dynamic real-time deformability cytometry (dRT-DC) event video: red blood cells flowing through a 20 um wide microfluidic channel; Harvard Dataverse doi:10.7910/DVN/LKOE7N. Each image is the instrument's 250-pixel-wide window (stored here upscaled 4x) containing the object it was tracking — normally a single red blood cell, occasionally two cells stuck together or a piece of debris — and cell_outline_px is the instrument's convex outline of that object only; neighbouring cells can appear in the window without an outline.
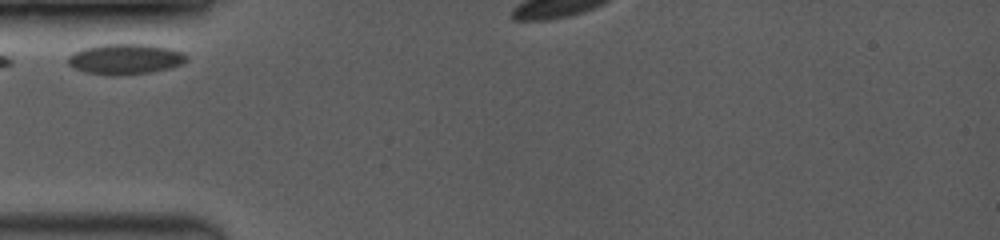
{"species": "common noctule bat (a hibernating species)", "species_latin": "Nyctalus noctula", "temperature_condition": "room temperature", "stored_images_in_passage": 5, "camera_frame_rate_fps": 3500, "um_per_image_px": 0.085, "animal": {"sex": "female", "body_mass_g": 19.0, "forearm_length_mm": 53.3}, "frame": {"image": 1, "passage_image": 1, "time_ms": 0.0, "image_size_px": [1000, 240], "cell_outline_px": [[188, 60], [180, 64], [168, 68], [152, 72], [116, 76], [84, 72], [68, 64], [68, 56], [84, 48], [100, 44], [148, 44], [168, 48], [184, 52], [188, 56]], "centroid_in_image_um": [10.67, 5.02], "position_along_channel_um": 74.3, "area_um2": 21.04}}
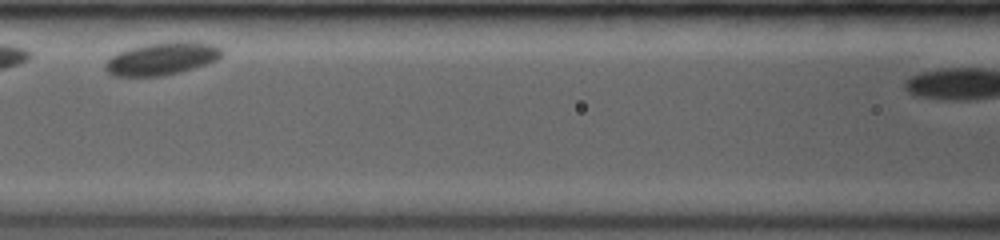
{"frame": {"image": 2, "passage_image": 3, "time_ms": 2.286, "image_size_px": [1000, 240], "cell_outline_px": [[224, 52], [216, 60], [180, 72], [164, 76], [112, 76], [104, 68], [104, 64], [112, 56], [128, 48], [144, 44], [216, 44], [224, 48]], "centroid_in_image_um": [13.71, 5.03], "position_along_channel_um": 152.9, "area_um2": 21.33}}
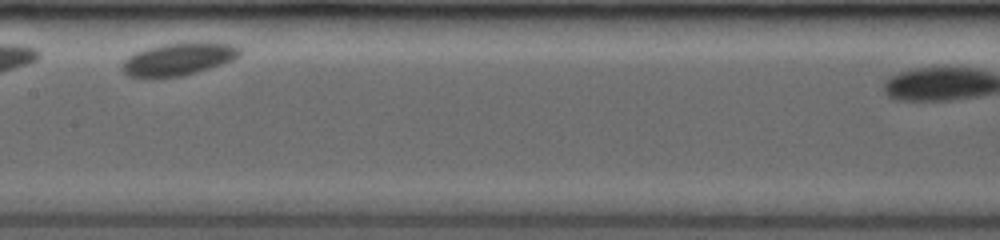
{"frame": {"image": 3, "passage_image": 4, "time_ms": 3.429, "image_size_px": [1000, 240], "cell_outline_px": [[240, 56], [232, 60], [196, 72], [180, 76], [152, 80], [144, 80], [128, 76], [120, 68], [120, 64], [128, 56], [136, 52], [148, 48], [164, 44], [232, 44], [240, 48]], "centroid_in_image_um": [15.03, 5.1], "position_along_channel_um": 192.4, "area_um2": 22.14}}